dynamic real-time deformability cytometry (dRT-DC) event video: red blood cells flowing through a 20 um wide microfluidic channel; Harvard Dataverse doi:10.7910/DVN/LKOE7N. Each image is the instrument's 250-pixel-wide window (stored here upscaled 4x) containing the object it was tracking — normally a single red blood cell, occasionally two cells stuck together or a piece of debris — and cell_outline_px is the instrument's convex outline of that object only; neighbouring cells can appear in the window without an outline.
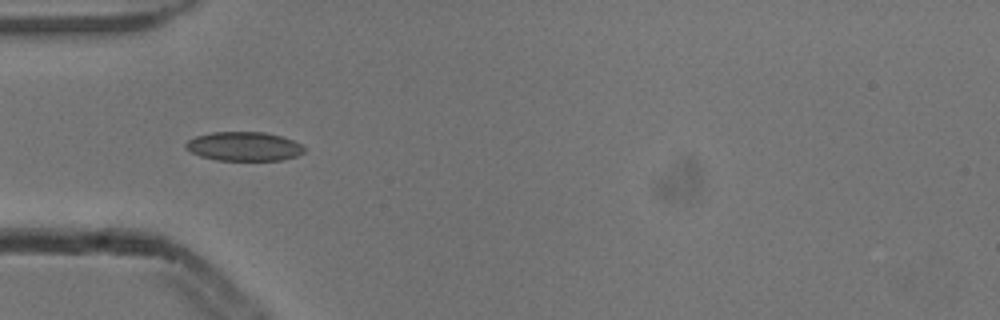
{"species": "common noctule bat (a hibernating species)", "species_latin": "Nyctalus noctula", "temperature_condition": "cold", "stored_images_in_passage": 5, "camera_frame_rate_fps": 3000, "um_per_image_px": 0.085, "animal": {"sex": "male", "body_mass_g": 13.3}, "frame": {"image": 1, "passage_image": 5, "time_ms": 1.333, "image_size_px": [1000, 320], "cell_outline_px": [[304, 152], [296, 156], [280, 160], [216, 160], [200, 156], [184, 148], [184, 144], [188, 140], [196, 136], [212, 132], [264, 132], [280, 136], [292, 140], [300, 144], [304, 148]], "centroid_in_image_um": [20.7, 12.44], "position_along_channel_um": 64.3, "area_um2": 19.94}}